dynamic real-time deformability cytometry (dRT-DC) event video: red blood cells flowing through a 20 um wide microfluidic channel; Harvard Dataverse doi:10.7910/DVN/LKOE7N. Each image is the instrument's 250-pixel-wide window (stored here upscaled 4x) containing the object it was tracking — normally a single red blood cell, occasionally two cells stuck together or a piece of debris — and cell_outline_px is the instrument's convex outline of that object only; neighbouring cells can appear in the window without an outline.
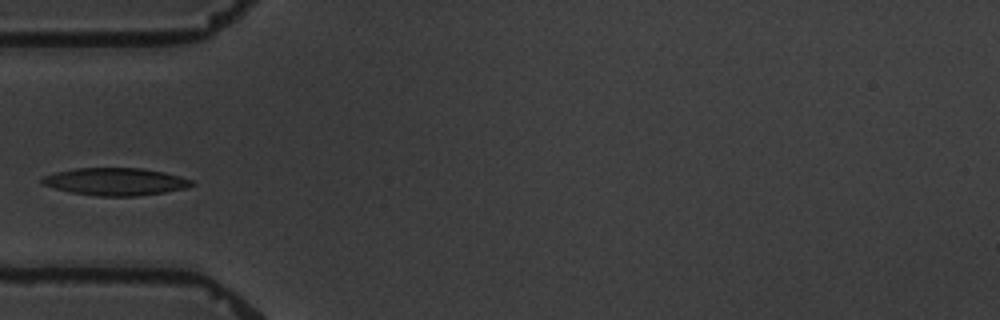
{"species": "common noctule bat (a hibernating species)", "species_latin": "Nyctalus noctula", "temperature_condition": "warm", "stored_images_in_passage": 4, "camera_frame_rate_fps": 3000, "um_per_image_px": 0.085, "animal": {"sex": "male", "body_mass_g": 19.5, "forearm_length_mm": 54.6}, "frame": {"image": 1, "passage_image": 4, "time_ms": 3.667, "image_size_px": [1000, 320], "cell_outline_px": [[196, 184], [188, 188], [164, 192], [136, 196], [96, 196], [72, 192], [40, 184], [40, 180], [44, 176], [56, 172], [76, 168], [144, 168], [164, 172], [180, 176], [192, 180]], "centroid_in_image_um": [9.84, 15.43], "position_along_channel_um": 75.2, "area_um2": 23.99}}